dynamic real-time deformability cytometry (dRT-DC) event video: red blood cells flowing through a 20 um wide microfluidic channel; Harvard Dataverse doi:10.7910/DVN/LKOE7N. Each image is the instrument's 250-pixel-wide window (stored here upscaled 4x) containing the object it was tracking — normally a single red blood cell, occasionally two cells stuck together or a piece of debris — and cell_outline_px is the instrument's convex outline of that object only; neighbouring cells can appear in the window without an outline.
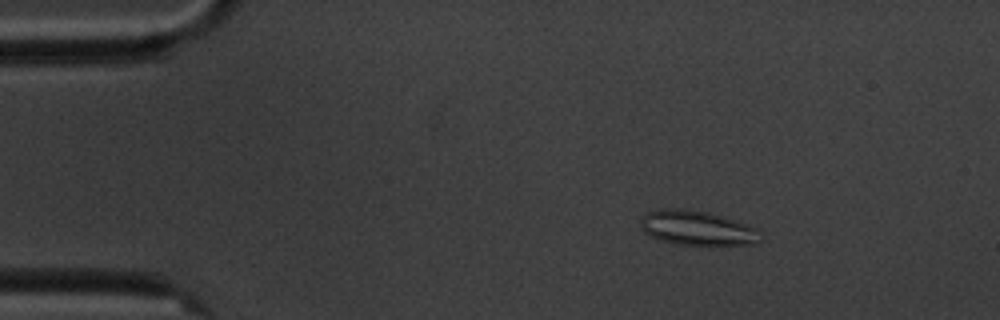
{"species": "common noctule bat (a hibernating species)", "species_latin": "Nyctalus noctula", "temperature_condition": "cold", "stored_images_in_passage": 5, "camera_frame_rate_fps": 3000, "um_per_image_px": 0.085, "animal": {"sex": "male", "body_mass_g": 20.1, "forearm_length_mm": 53.5}, "frame": {"image": 1, "passage_image": 2, "time_ms": 1.333, "image_size_px": [1000, 320], "cell_outline_px": [[756, 240], [752, 244], [680, 244], [660, 240], [644, 232], [640, 228], [640, 220], [648, 212], [664, 208], [680, 208], [708, 212], [756, 228]], "centroid_in_image_um": [59.12, 19.36], "position_along_channel_um": 25.9, "area_um2": 23.24}}
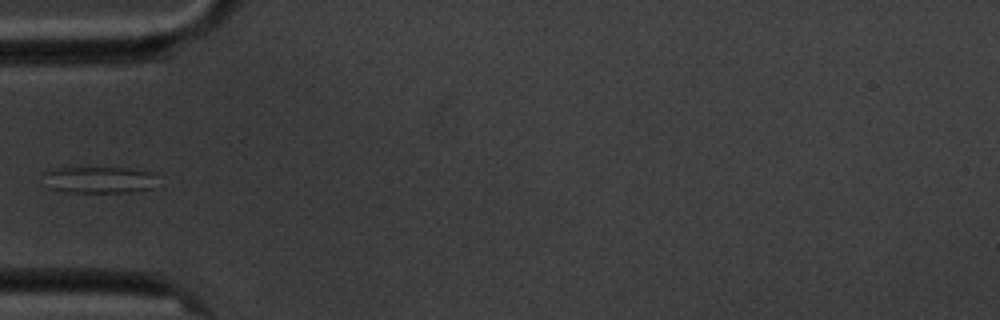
{"frame": {"image": 2, "passage_image": 5, "time_ms": 4.667, "image_size_px": [1000, 320], "cell_outline_px": [[156, 176], [152, 188], [128, 192], [68, 192], [52, 188], [44, 172], [56, 168], [128, 168], [148, 172]], "centroid_in_image_um": [8.47, 15.28], "position_along_channel_um": 76.5, "area_um2": 17.05}}